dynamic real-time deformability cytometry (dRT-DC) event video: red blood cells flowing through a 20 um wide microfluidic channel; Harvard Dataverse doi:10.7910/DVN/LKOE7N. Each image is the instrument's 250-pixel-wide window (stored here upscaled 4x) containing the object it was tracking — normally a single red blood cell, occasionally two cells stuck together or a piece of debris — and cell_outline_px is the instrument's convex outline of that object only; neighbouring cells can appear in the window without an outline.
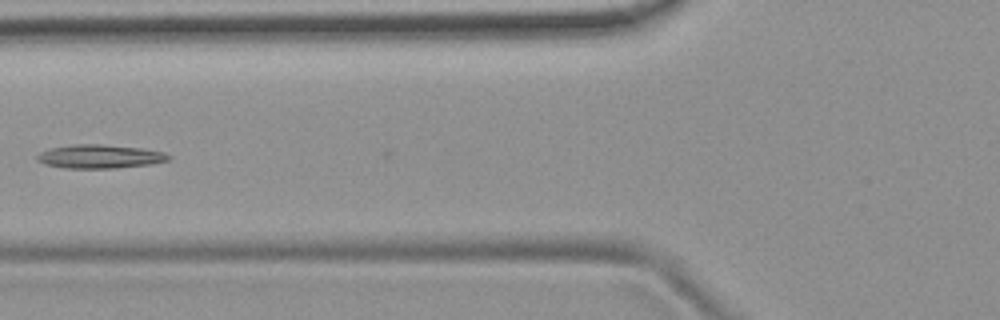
{"species": "common noctule bat (a hibernating species)", "species_latin": "Nyctalus noctula", "temperature_condition": "room temperature", "stored_images_in_passage": 5, "camera_frame_rate_fps": 3000, "um_per_image_px": 0.085, "animal": {"sex": "female", "body_mass_g": 19.9}, "frame": {"image": 1, "passage_image": 5, "time_ms": 1.333, "image_size_px": [1000, 320], "cell_outline_px": [[172, 156], [168, 160], [152, 164], [116, 168], [64, 168], [44, 164], [36, 160], [36, 156], [40, 152], [52, 148], [72, 144], [100, 144], [140, 148], [164, 152]], "centroid_in_image_um": [8.47, 13.3], "position_along_channel_um": 117.3, "area_um2": 18.15}}